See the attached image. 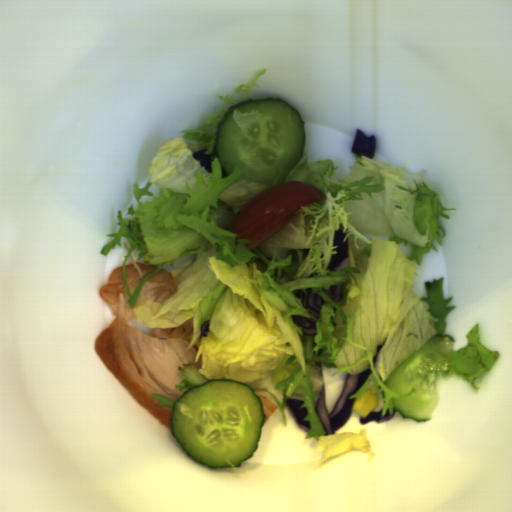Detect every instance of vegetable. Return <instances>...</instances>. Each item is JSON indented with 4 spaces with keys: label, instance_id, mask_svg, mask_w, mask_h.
<instances>
[{
    "label": "vegetable",
    "instance_id": "vegetable-3",
    "mask_svg": "<svg viewBox=\"0 0 512 512\" xmlns=\"http://www.w3.org/2000/svg\"><path fill=\"white\" fill-rule=\"evenodd\" d=\"M267 69L261 70L259 73H257L253 80L250 83L247 84H238L236 88V93L241 94L242 96V102L249 100V91H253L254 87H258L260 89V86L256 83V81L263 76L266 73Z\"/></svg>",
    "mask_w": 512,
    "mask_h": 512
},
{
    "label": "vegetable",
    "instance_id": "vegetable-2",
    "mask_svg": "<svg viewBox=\"0 0 512 512\" xmlns=\"http://www.w3.org/2000/svg\"><path fill=\"white\" fill-rule=\"evenodd\" d=\"M467 344L457 351L447 352L436 360L441 367V376L457 375L479 390L476 379L489 372L497 362L499 351L487 349L480 341L479 323L467 334Z\"/></svg>",
    "mask_w": 512,
    "mask_h": 512
},
{
    "label": "vegetable",
    "instance_id": "vegetable-4",
    "mask_svg": "<svg viewBox=\"0 0 512 512\" xmlns=\"http://www.w3.org/2000/svg\"><path fill=\"white\" fill-rule=\"evenodd\" d=\"M150 395L153 397L154 400H157L159 402L157 407H172L173 408L175 401L172 400L171 398H168L166 396H163V395H160L157 393H152Z\"/></svg>",
    "mask_w": 512,
    "mask_h": 512
},
{
    "label": "vegetable",
    "instance_id": "vegetable-5",
    "mask_svg": "<svg viewBox=\"0 0 512 512\" xmlns=\"http://www.w3.org/2000/svg\"><path fill=\"white\" fill-rule=\"evenodd\" d=\"M218 98H219L220 100L225 101V102H229V103H231V104H233V105H234V104H236V103H240V102H238V101H237V99H235V98L233 97V95H231V94H228V95H219V97H218Z\"/></svg>",
    "mask_w": 512,
    "mask_h": 512
},
{
    "label": "vegetable",
    "instance_id": "vegetable-1",
    "mask_svg": "<svg viewBox=\"0 0 512 512\" xmlns=\"http://www.w3.org/2000/svg\"><path fill=\"white\" fill-rule=\"evenodd\" d=\"M228 110L222 107L207 116L208 122L181 130L182 136L164 141L148 168L149 180L140 188L133 184L137 203L118 210L120 229L101 250L108 255L121 238L127 251L122 263L127 303L137 322L150 329L181 326L193 319L188 351L200 337L194 363L177 369L180 392L212 379H229L254 384L273 377V388L283 394L282 402L268 387L277 403L282 424L287 426V399L303 401V421L310 423L305 439L314 438L317 451L324 453L319 468L328 458L349 450L372 452L367 430L325 436L326 428L316 411L324 388V405L332 414L347 375L367 369L371 374L348 399L361 400L368 389L378 397L371 412L381 417L394 414L393 398H408L385 387L396 367L421 350L434 335H447V315L456 305L445 298L444 277L425 281V296L413 291L423 254L438 252L446 231L439 218L450 216L439 194L427 186V171H410L388 162L357 155L349 174L340 180L338 167L329 159L309 163L304 151L283 182H308L324 198L299 207L287 224L259 246L249 249L251 239L227 230L232 218L252 196L270 188L242 178L240 166L224 172L219 156L210 162L211 172L201 166L193 152L216 148L219 122ZM282 182V183H283ZM341 226L348 239L347 268L331 271L337 254L334 234ZM150 261L157 268L143 278L136 262ZM141 276L133 295L127 286L124 264L132 263ZM169 271L178 291L162 304L147 299L134 307L144 280L160 269ZM342 284V297L332 301L323 289ZM313 289L324 300L319 318L304 309L292 291ZM291 314L317 320V335L307 336ZM211 320L207 336L200 333ZM376 364L373 357L378 345ZM322 353L318 356L319 350ZM185 351V352H186Z\"/></svg>",
    "mask_w": 512,
    "mask_h": 512
}]
</instances>
